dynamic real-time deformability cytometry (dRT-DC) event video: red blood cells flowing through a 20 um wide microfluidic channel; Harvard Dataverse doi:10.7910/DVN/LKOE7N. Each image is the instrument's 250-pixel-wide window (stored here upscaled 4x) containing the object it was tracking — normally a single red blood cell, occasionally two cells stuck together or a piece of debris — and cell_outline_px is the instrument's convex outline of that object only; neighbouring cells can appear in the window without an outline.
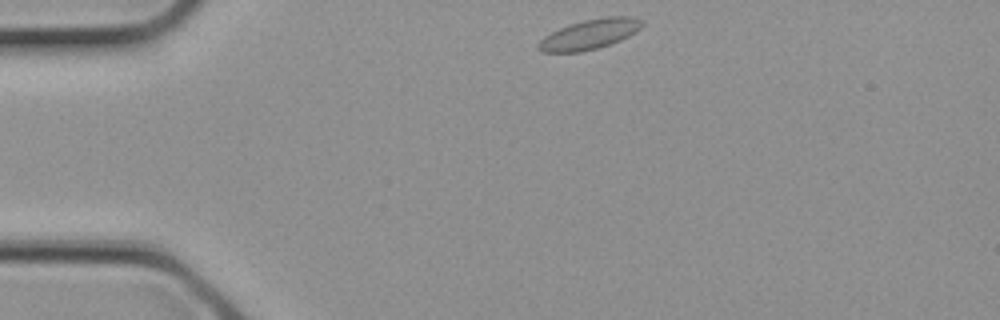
{"species": "common noctule bat (a hibernating species)", "species_latin": "Nyctalus noctula", "temperature_condition": "cold", "stored_images_in_passage": 1, "camera_frame_rate_fps": 3000, "um_per_image_px": 0.085, "animal": {"sex": "female", "body_mass_g": 21.9}, "frame": {"image": 1, "passage_image": 1, "time_ms": 0.0, "image_size_px": [1000, 320], "cell_outline_px": [[644, 24], [636, 32], [620, 40], [596, 48], [580, 52], [544, 52], [536, 48], [536, 44], [544, 36], [560, 28], [584, 20], [604, 16], [632, 16], [644, 20]], "centroid_in_image_um": [50.14, 2.9], "position_along_channel_um": 34.9, "area_um2": 18.03}}